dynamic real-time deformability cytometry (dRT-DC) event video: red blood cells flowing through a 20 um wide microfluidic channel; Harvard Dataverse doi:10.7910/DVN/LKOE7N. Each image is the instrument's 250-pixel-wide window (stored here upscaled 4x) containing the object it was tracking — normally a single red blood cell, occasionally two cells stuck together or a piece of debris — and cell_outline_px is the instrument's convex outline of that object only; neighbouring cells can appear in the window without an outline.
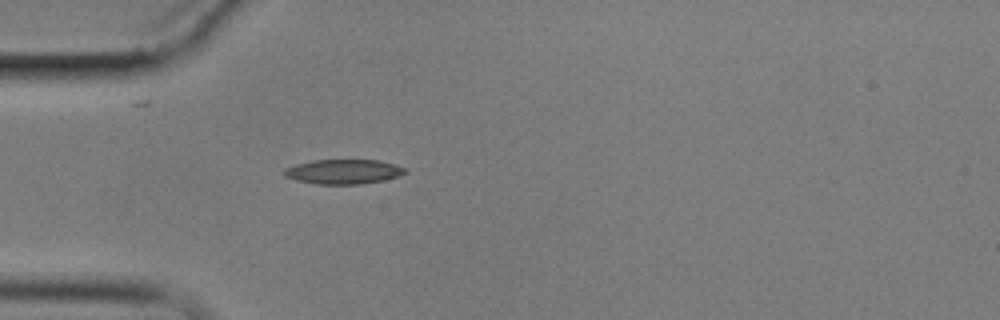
{"species": "common noctule bat (a hibernating species)", "species_latin": "Nyctalus noctula", "temperature_condition": "cold", "stored_images_in_passage": 3, "camera_frame_rate_fps": 3000, "um_per_image_px": 0.085, "animal": {"sex": "male", "body_mass_g": 17.9}, "frame": {"image": 1, "passage_image": 3, "time_ms": 3.333, "image_size_px": [1000, 320], "cell_outline_px": [[408, 172], [384, 180], [360, 184], [316, 184], [296, 180], [284, 176], [284, 168], [296, 164], [312, 160], [380, 160], [396, 164], [404, 168]], "centroid_in_image_um": [29.18, 14.58], "position_along_channel_um": 55.8, "area_um2": 17.34}}